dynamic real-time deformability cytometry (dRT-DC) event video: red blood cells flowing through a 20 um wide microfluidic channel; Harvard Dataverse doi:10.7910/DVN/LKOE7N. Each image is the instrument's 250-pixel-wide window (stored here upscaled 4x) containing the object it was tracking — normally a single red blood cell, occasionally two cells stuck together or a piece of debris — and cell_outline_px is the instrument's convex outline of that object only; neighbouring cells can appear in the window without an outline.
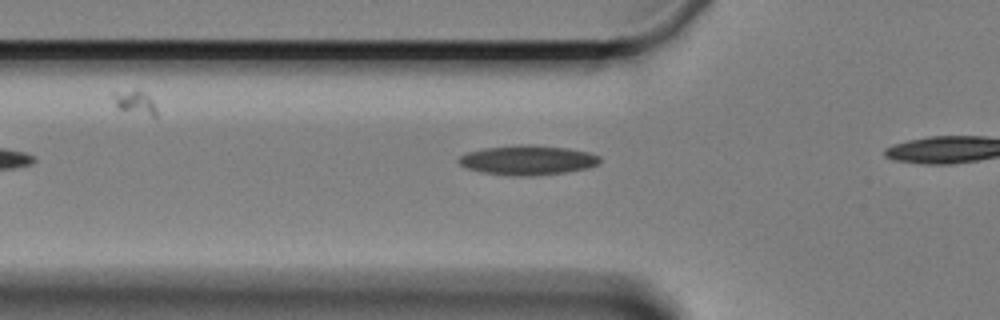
{"species": "Egyptian fruit bat (a non-hibernating species)", "species_latin": "Rousettus aegyptiacus", "temperature_condition": "cold", "stored_images_in_passage": 10, "camera_frame_rate_fps": 3000, "um_per_image_px": 0.085, "animal": {"sex": "female"}, "frame": {"image": 1, "passage_image": 4, "time_ms": 1.0, "image_size_px": [1000, 320], "cell_outline_px": [[600, 164], [588, 168], [564, 172], [532, 176], [512, 176], [480, 172], [468, 168], [460, 164], [460, 156], [468, 152], [484, 148], [520, 144], [528, 144], [568, 148], [588, 152], [600, 156]], "centroid_in_image_um": [44.88, 13.61], "position_along_channel_um": 80.9, "area_um2": 24.33}}
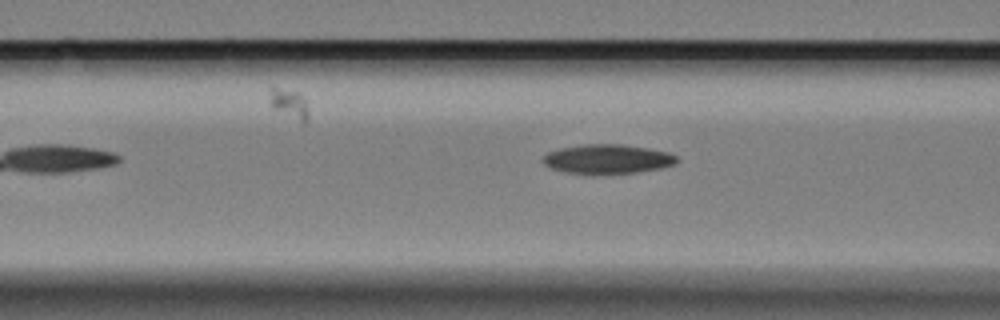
{"frame": {"image": 2, "passage_image": 7, "time_ms": 2.0, "image_size_px": [1000, 320], "cell_outline_px": [[680, 160], [676, 164], [660, 168], [636, 172], [568, 172], [552, 168], [544, 164], [544, 156], [548, 152], [560, 148], [584, 144], [620, 144], [648, 148], [668, 152], [676, 156]], "centroid_in_image_um": [51.69, 13.48], "position_along_channel_um": 114.9, "area_um2": 22.2}}